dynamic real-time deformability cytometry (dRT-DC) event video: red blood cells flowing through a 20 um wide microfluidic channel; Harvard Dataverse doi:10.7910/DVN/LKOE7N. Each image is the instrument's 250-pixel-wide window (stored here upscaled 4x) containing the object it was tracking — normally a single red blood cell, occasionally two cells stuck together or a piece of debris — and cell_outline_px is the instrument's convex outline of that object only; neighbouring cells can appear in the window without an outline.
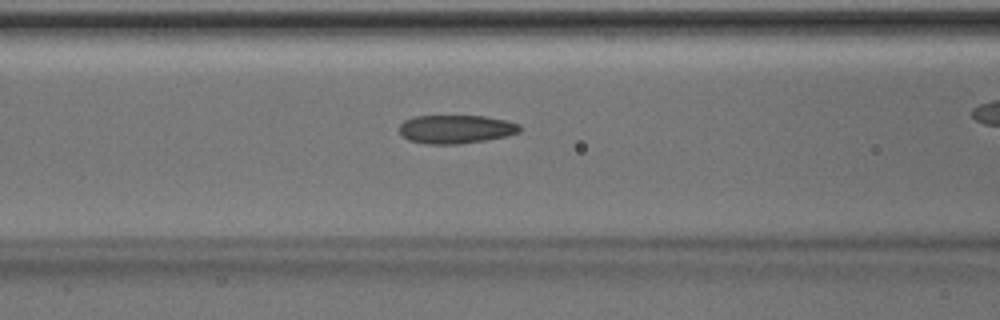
{"species": "Egyptian fruit bat (a non-hibernating species)", "species_latin": "Rousettus aegyptiacus", "temperature_condition": "room temperature", "stored_images_in_passage": 32, "camera_frame_rate_fps": 3000, "um_per_image_px": 0.085, "animal": {"sex": "male"}, "frame": {"image": 1, "passage_image": 13, "time_ms": 4.0, "image_size_px": [1000, 320], "cell_outline_px": [[524, 128], [520, 132], [504, 136], [484, 140], [460, 144], [424, 144], [408, 140], [400, 132], [400, 124], [404, 120], [412, 116], [484, 116], [504, 120], [520, 124]], "centroid_in_image_um": [38.74, 10.98], "position_along_channel_um": 127.9, "area_um2": 20.06}}
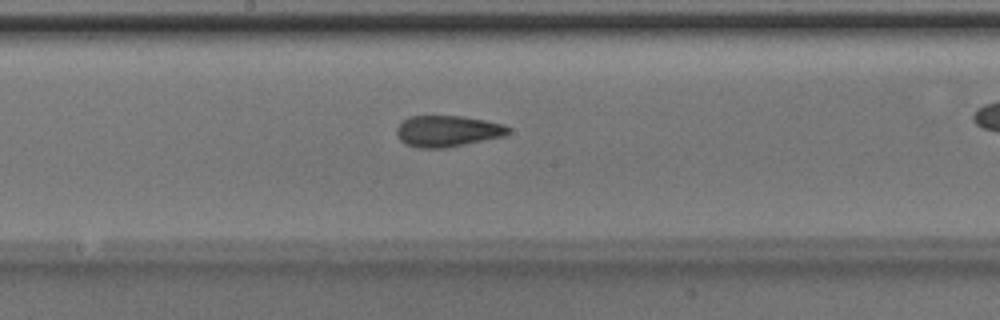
{"frame": {"image": 2, "passage_image": 19, "time_ms": 6.0, "image_size_px": [1000, 320], "cell_outline_px": [[512, 128], [504, 136], [444, 148], [416, 148], [404, 144], [396, 136], [396, 128], [408, 116], [464, 116], [504, 124]], "centroid_in_image_um": [38.0, 11.14], "position_along_channel_um": 210.2, "area_um2": 20.4}}
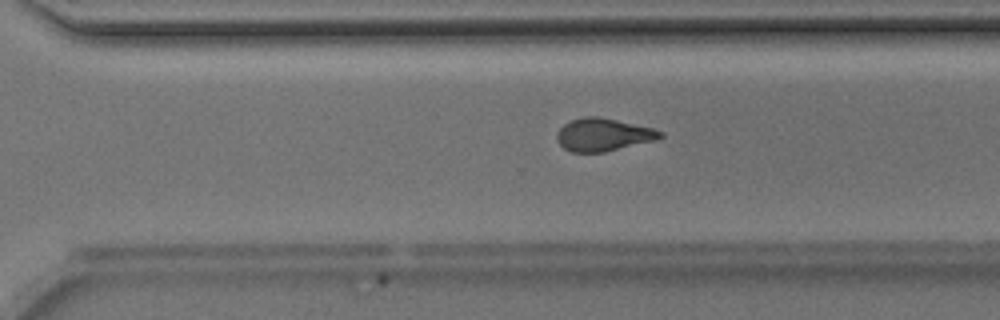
{"frame": {"image": 3, "passage_image": 27, "time_ms": 8.667, "image_size_px": [1000, 320], "cell_outline_px": [[664, 136], [656, 140], [604, 152], [572, 152], [564, 148], [556, 140], [556, 132], [564, 124], [572, 120], [584, 116], [596, 116], [616, 120], [652, 128], [664, 132]], "centroid_in_image_um": [51.26, 11.45], "position_along_channel_um": 319.3, "area_um2": 19.65}}